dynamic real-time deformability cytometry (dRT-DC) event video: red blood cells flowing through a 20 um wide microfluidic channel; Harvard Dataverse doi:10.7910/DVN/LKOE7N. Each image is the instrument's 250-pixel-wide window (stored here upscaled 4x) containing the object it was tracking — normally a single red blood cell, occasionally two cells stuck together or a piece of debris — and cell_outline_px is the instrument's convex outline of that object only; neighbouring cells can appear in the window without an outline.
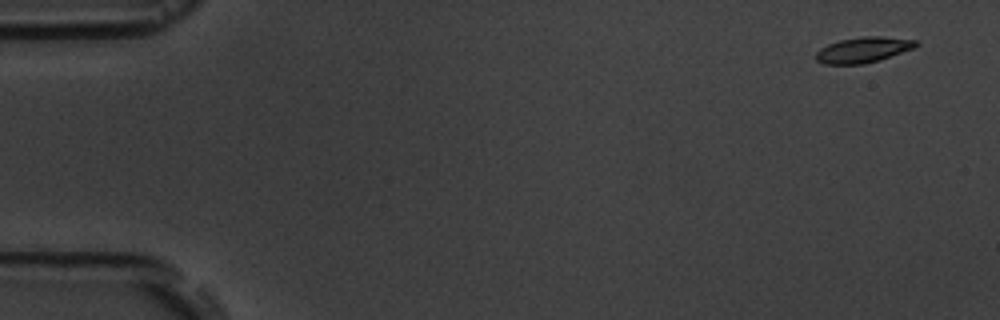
{"species": "common noctule bat (a hibernating species)", "species_latin": "Nyctalus noctula", "temperature_condition": "room temperature", "stored_images_in_passage": 5, "camera_frame_rate_fps": 3000, "um_per_image_px": 0.085, "animal": {"sex": "male", "body_mass_g": 19.5, "forearm_length_mm": 54.6}, "frame": {"image": 1, "passage_image": 1, "time_ms": 0.0, "image_size_px": [1000, 320], "cell_outline_px": [[920, 44], [912, 48], [880, 60], [864, 64], [824, 64], [816, 60], [816, 52], [820, 48], [828, 44], [840, 40], [864, 36], [880, 36], [916, 40]], "centroid_in_image_um": [73.35, 4.24], "position_along_channel_um": 11.6, "area_um2": 14.8}}
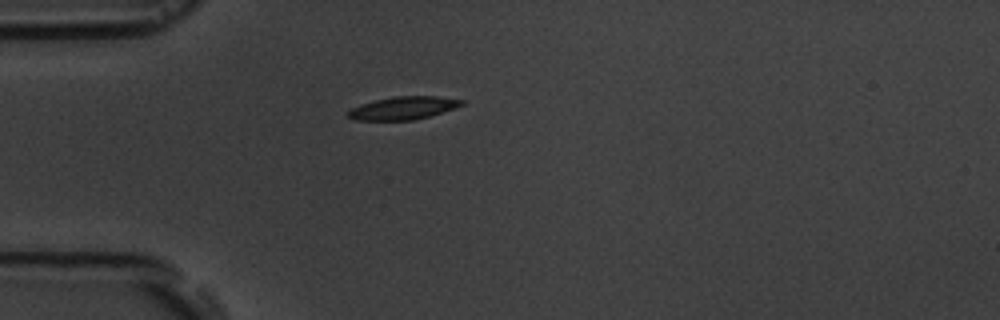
{"frame": {"image": 2, "passage_image": 5, "time_ms": 4.333, "image_size_px": [1000, 320], "cell_outline_px": [[464, 104], [456, 108], [428, 116], [412, 120], [356, 120], [348, 116], [348, 112], [352, 108], [360, 104], [392, 96], [436, 96], [464, 100]], "centroid_in_image_um": [34.29, 9.17], "position_along_channel_um": 50.7, "area_um2": 15.03}}